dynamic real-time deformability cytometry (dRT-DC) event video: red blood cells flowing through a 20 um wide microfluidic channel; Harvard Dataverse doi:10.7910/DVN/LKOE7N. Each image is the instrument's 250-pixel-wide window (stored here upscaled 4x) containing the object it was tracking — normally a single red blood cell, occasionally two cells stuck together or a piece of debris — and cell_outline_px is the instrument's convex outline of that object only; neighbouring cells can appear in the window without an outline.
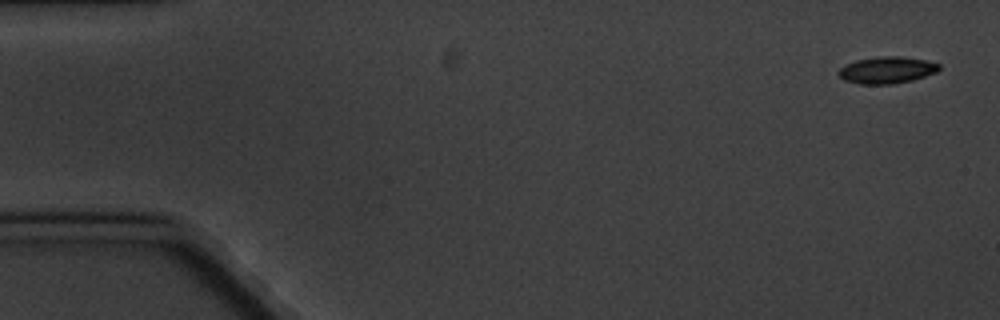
{"species": "common noctule bat (a hibernating species)", "species_latin": "Nyctalus noctula", "temperature_condition": "cold", "stored_images_in_passage": 5, "camera_frame_rate_fps": 3000, "um_per_image_px": 0.085, "animal": {"sex": "male", "body_mass_g": 20.1, "forearm_length_mm": 53.5}, "frame": {"image": 1, "passage_image": 1, "time_ms": 0.0, "image_size_px": [1000, 320], "cell_outline_px": [[940, 68], [936, 72], [912, 80], [892, 84], [860, 84], [844, 80], [836, 72], [844, 64], [856, 60], [880, 56], [900, 56], [924, 60], [940, 64]], "centroid_in_image_um": [75.34, 5.95], "position_along_channel_um": 9.7, "area_um2": 15.66}}
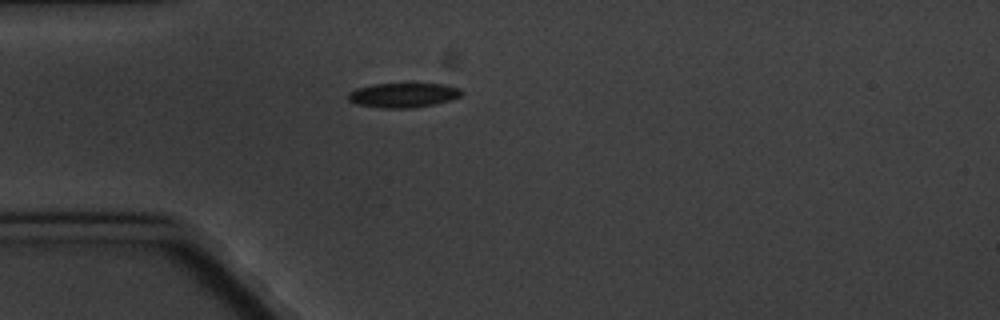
{"frame": {"image": 2, "passage_image": 5, "time_ms": 4.667, "image_size_px": [1000, 320], "cell_outline_px": [[464, 92], [460, 96], [448, 100], [432, 104], [412, 108], [380, 108], [356, 104], [348, 100], [348, 92], [356, 88], [372, 84], [444, 84], [460, 88]], "centroid_in_image_um": [34.23, 8.08], "position_along_channel_um": 50.8, "area_um2": 16.18}}